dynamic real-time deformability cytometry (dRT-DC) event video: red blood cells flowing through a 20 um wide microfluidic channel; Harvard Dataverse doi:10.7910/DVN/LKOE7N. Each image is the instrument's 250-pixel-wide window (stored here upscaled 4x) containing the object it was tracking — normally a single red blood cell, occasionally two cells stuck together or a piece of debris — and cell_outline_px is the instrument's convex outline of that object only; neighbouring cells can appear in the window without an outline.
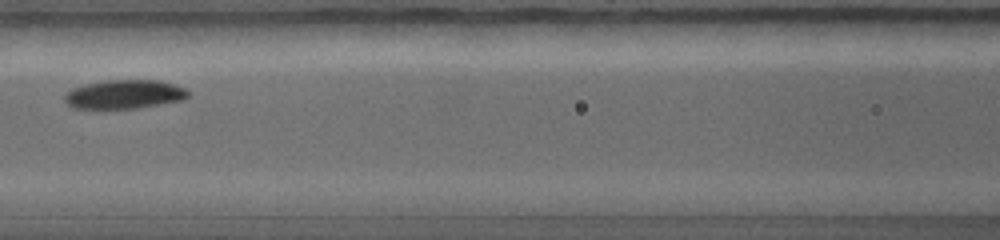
{"species": "common noctule bat (a hibernating species)", "species_latin": "Nyctalus noctula", "temperature_condition": "warm", "stored_images_in_passage": 32, "camera_frame_rate_fps": 5000, "um_per_image_px": 0.085, "animal": {"sex": "female", "body_mass_g": 19.0, "forearm_length_mm": 56.7}, "frame": {"image": 1, "passage_image": 11, "time_ms": 2.6, "image_size_px": [1000, 240], "cell_outline_px": [[188, 96], [180, 100], [136, 108], [76, 108], [68, 104], [64, 100], [64, 96], [72, 88], [88, 84], [108, 80], [160, 80], [184, 88], [188, 92]], "centroid_in_image_um": [10.56, 8.01], "position_along_channel_um": 156.0, "area_um2": 20.29}}
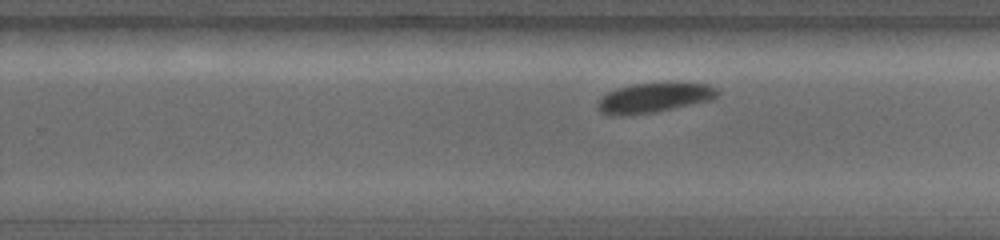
{"frame": {"image": 2, "passage_image": 22, "time_ms": 4.6, "image_size_px": [1000, 240], "cell_outline_px": [[716, 96], [668, 108], [648, 112], [600, 112], [600, 100], [608, 92], [620, 88], [636, 84], [704, 84], [712, 88], [716, 92]], "centroid_in_image_um": [55.54, 8.26], "position_along_channel_um": 274.3, "area_um2": 17.98}}
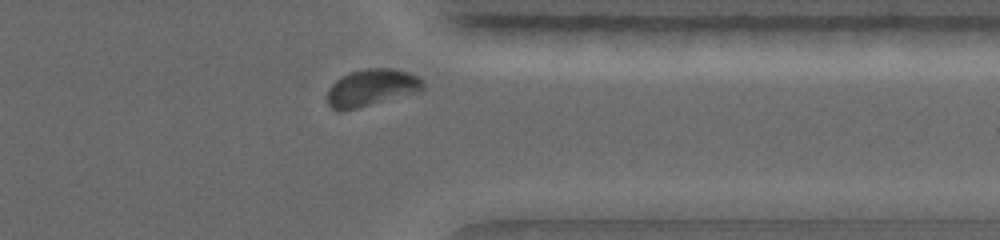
{"frame": {"image": 3, "passage_image": 30, "time_ms": 6.4, "image_size_px": [1000, 240], "cell_outline_px": [[424, 84], [420, 88], [356, 108], [340, 112], [336, 112], [328, 104], [328, 92], [332, 84], [336, 80], [352, 72], [368, 68], [392, 68], [408, 72], [416, 76]], "centroid_in_image_um": [31.45, 7.44], "position_along_channel_um": 379.9, "area_um2": 19.42}}